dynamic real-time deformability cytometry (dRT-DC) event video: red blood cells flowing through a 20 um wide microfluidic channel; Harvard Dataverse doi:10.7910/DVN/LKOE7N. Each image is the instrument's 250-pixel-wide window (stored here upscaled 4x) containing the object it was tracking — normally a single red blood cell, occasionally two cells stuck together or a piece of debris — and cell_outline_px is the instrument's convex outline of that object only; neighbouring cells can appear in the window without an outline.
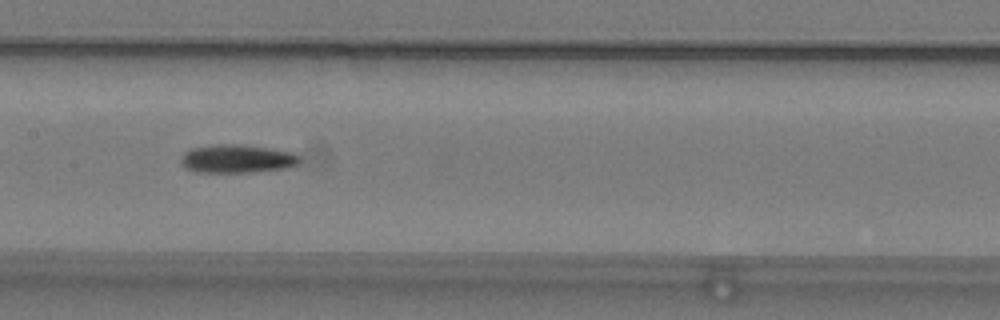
{"species": "common noctule bat (a hibernating species)", "species_latin": "Nyctalus noctula", "temperature_condition": "warm", "stored_images_in_passage": 39, "camera_frame_rate_fps": 3000, "um_per_image_px": 0.085, "animal": {"sex": "male", "body_mass_g": 19.2, "forearm_length_mm": 51.8}, "frame": {"image": 1, "passage_image": 12, "time_ms": 3.667, "image_size_px": [1000, 320], "cell_outline_px": [[300, 160], [296, 164], [284, 168], [248, 172], [196, 172], [184, 168], [180, 164], [180, 156], [188, 148], [220, 144], [236, 144], [268, 148], [292, 152], [300, 156]], "centroid_in_image_um": [20.06, 13.49], "position_along_channel_um": 187.3, "area_um2": 19.59}}
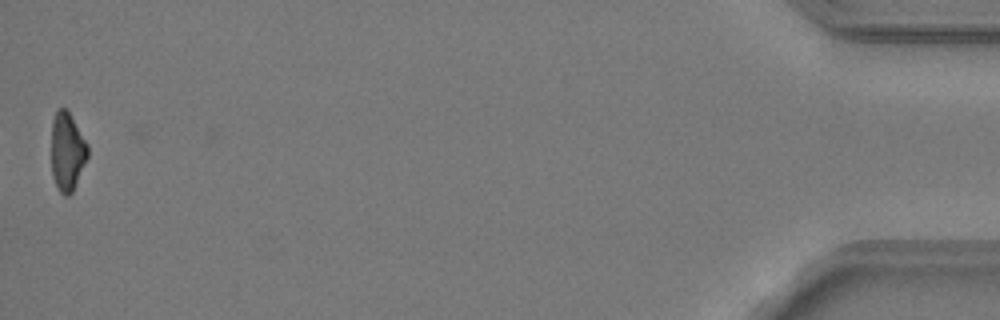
{"frame": {"image": 2, "passage_image": 39, "time_ms": 12.667, "image_size_px": [1000, 320], "cell_outline_px": [[88, 156], [72, 192], [68, 196], [64, 196], [60, 192], [52, 176], [52, 120], [56, 112], [60, 108], [68, 108], [88, 144]], "centroid_in_image_um": [5.72, 12.85], "position_along_channel_um": 429.5, "area_um2": 16.65}, "authors_computed_cell_mechanics": {"area_um2": 18.6694, "velocity_mm_per_s": 3.7924, "shape_relaxation_time_tau1_ms": 5.3422, "shape_relaxation_time_tau2_ms": null, "deformation_change_tau1": 0.1661, "deformation_change_tau2": null}}